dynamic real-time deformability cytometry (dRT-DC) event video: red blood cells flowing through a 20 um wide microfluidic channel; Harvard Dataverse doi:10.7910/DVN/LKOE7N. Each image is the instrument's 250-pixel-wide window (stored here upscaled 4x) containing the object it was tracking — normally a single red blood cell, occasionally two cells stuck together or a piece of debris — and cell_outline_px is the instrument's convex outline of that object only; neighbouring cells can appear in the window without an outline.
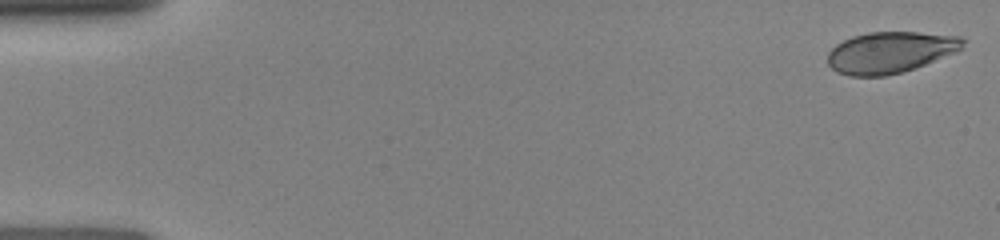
{"species": "human", "species_latin": "Homo sapiens", "temperature_condition": "room temperature", "stored_images_in_passage": 19, "camera_frame_rate_fps": 3000, "um_per_image_px": 0.085, "donor": {"sex": "female"}, "frame": {"image": 1, "passage_image": 1, "time_ms": 0.0, "image_size_px": [1000, 240], "cell_outline_px": [[964, 44], [956, 52], [916, 68], [884, 76], [848, 76], [836, 72], [828, 64], [828, 52], [836, 44], [852, 36], [868, 32], [916, 32], [960, 36], [964, 40]], "centroid_in_image_um": [75.64, 4.45], "position_along_channel_um": 9.4, "area_um2": 32.54}}
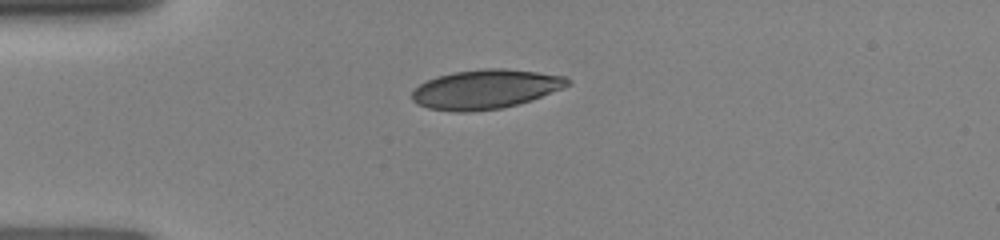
{"frame": {"image": 2, "passage_image": 11, "time_ms": 3.667, "image_size_px": [1000, 240], "cell_outline_px": [[572, 84], [564, 88], [532, 100], [500, 108], [468, 112], [456, 112], [428, 108], [416, 104], [412, 100], [412, 92], [420, 84], [436, 76], [452, 72], [484, 68], [504, 68], [568, 76], [572, 80]], "centroid_in_image_um": [41.3, 7.57], "position_along_channel_um": 43.7, "area_um2": 35.84}}
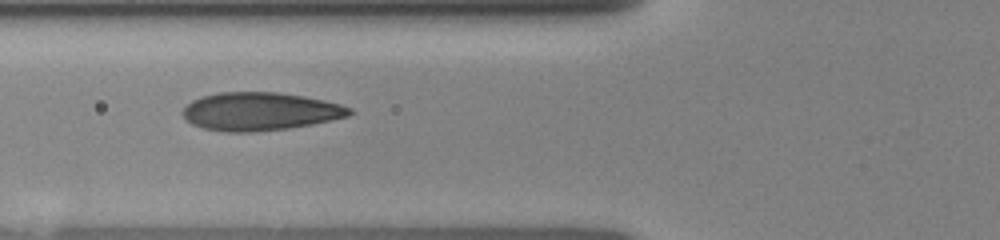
{"frame": {"image": 3, "passage_image": 17, "time_ms": 5.667, "image_size_px": [1000, 240], "cell_outline_px": [[352, 112], [348, 116], [312, 124], [288, 128], [252, 132], [224, 132], [204, 128], [192, 124], [180, 112], [192, 100], [204, 96], [220, 92], [276, 92], [304, 96], [324, 100], [340, 104], [352, 108]], "centroid_in_image_um": [22.1, 9.47], "position_along_channel_um": 103.7, "area_um2": 36.88}}